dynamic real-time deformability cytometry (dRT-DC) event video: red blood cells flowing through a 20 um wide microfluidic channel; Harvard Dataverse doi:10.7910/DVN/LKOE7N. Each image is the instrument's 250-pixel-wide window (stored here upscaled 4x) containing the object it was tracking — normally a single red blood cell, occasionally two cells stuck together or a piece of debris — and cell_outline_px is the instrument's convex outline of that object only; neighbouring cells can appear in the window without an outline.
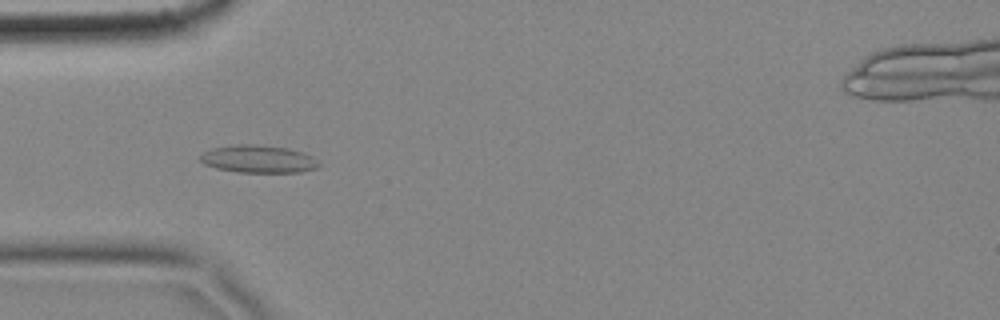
{"species": "common noctule bat (a hibernating species)", "species_latin": "Nyctalus noctula", "temperature_condition": "cold", "stored_images_in_passage": 51, "camera_frame_rate_fps": 3000, "um_per_image_px": 0.085, "animal": {"sex": "female", "body_mass_g": 18.4}, "frame": {"image": 1, "passage_image": 11, "time_ms": 3.333, "image_size_px": [1000, 320], "cell_outline_px": [[320, 164], [316, 168], [300, 172], [236, 172], [216, 168], [204, 164], [200, 160], [200, 156], [204, 152], [212, 148], [236, 144], [252, 144], [288, 148], [312, 156]], "centroid_in_image_um": [21.93, 13.52], "position_along_channel_um": 63.1, "area_um2": 18.96}}
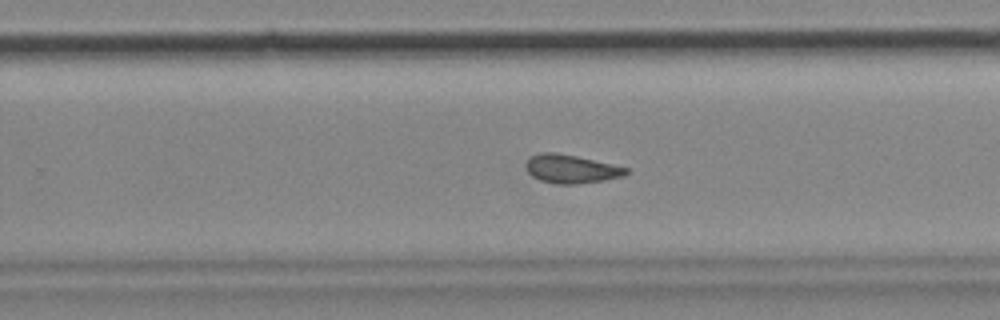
{"frame": {"image": 2, "passage_image": 30, "time_ms": 9.667, "image_size_px": [1000, 320], "cell_outline_px": [[628, 172], [624, 176], [604, 180], [576, 184], [556, 184], [540, 180], [532, 176], [528, 172], [524, 164], [532, 156], [540, 152], [556, 152], [576, 156], [612, 164], [628, 168]], "centroid_in_image_um": [48.53, 14.36], "position_along_channel_um": 281.3, "area_um2": 16.59}}
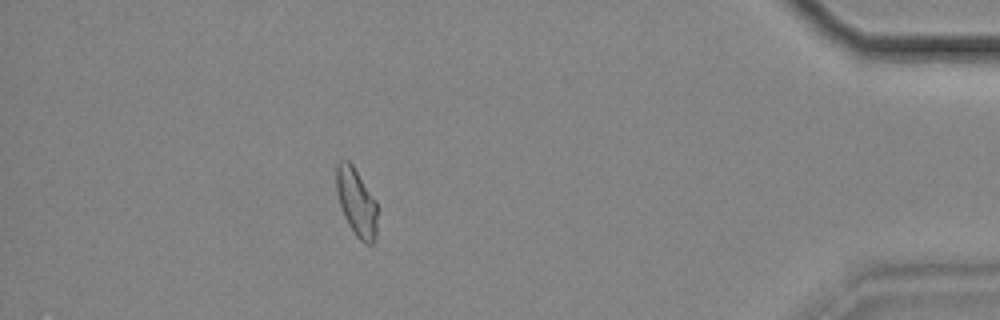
{"frame": {"image": 3, "passage_image": 45, "time_ms": 14.667, "image_size_px": [1000, 320], "cell_outline_px": [[376, 232], [372, 244], [364, 244], [356, 236], [348, 224], [344, 216], [336, 192], [336, 164], [340, 160], [348, 160], [352, 164], [376, 200]], "centroid_in_image_um": [30.28, 17.17], "position_along_channel_um": 404.9, "area_um2": 16.13}, "authors_computed_cell_mechanics": {"area_um2": 16.6464, "velocity_mm_per_s": 3.4641, "shape_relaxation_time_tau1_ms": null, "shape_relaxation_time_tau2_ms": 6.5725, "deformation_change_tau1": null, "deformation_change_tau2": 0.1225}}